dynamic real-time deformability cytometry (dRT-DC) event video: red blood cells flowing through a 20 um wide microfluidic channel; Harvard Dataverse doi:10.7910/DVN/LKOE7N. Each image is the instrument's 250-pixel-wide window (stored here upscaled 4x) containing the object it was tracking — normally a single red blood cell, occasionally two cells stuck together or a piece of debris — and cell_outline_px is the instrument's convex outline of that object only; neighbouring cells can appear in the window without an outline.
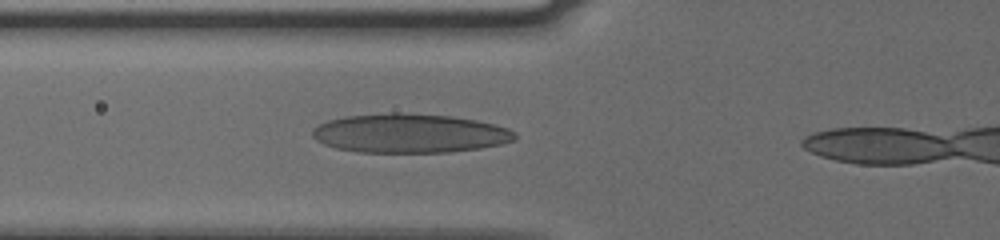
{"species": "human", "species_latin": "Homo sapiens", "temperature_condition": "cold", "stored_images_in_passage": 3, "camera_frame_rate_fps": 3000, "um_per_image_px": 0.085, "donor": {"sex": "male"}, "frame": {"image": 1, "passage_image": 2, "time_ms": 0.333, "image_size_px": [1000, 240], "cell_outline_px": [[516, 140], [500, 144], [480, 148], [448, 152], [360, 152], [336, 148], [324, 144], [316, 140], [312, 136], [312, 132], [320, 124], [328, 120], [344, 116], [392, 112], [400, 112], [452, 116], [476, 120], [496, 124], [508, 128], [516, 132]], "centroid_in_image_um": [34.85, 11.32], "position_along_channel_um": 91.0, "area_um2": 46.24}}